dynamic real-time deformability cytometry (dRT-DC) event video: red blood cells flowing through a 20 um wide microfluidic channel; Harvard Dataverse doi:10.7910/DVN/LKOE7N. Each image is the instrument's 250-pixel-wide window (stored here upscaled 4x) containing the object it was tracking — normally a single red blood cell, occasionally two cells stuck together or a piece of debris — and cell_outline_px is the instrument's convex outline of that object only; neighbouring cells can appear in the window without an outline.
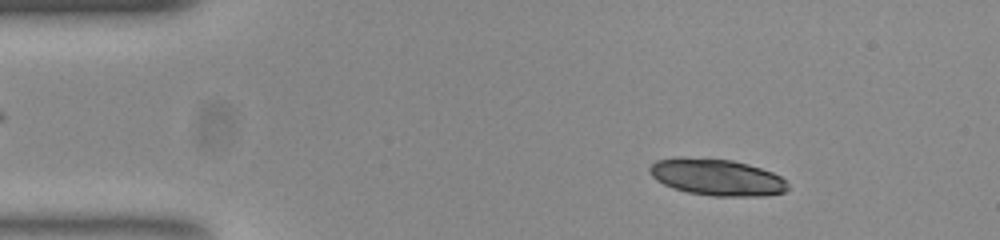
{"species": "common noctule bat (a hibernating species)", "species_latin": "Nyctalus noctula", "temperature_condition": "room temperature", "stored_images_in_passage": 51, "camera_frame_rate_fps": 3000, "um_per_image_px": 0.085, "animal": {"sex": "female", "body_mass_g": 23.0, "forearm_length_mm": 53.4}, "frame": {"image": 1, "passage_image": 7, "time_ms": 2.0, "image_size_px": [1000, 240], "cell_outline_px": [[788, 188], [784, 192], [764, 196], [712, 196], [688, 192], [672, 188], [656, 180], [648, 172], [648, 168], [656, 160], [676, 156], [680, 156], [732, 160], [748, 164], [772, 172], [780, 176], [788, 184]], "centroid_in_image_um": [60.88, 15.05], "position_along_channel_um": 24.1, "area_um2": 29.71}}